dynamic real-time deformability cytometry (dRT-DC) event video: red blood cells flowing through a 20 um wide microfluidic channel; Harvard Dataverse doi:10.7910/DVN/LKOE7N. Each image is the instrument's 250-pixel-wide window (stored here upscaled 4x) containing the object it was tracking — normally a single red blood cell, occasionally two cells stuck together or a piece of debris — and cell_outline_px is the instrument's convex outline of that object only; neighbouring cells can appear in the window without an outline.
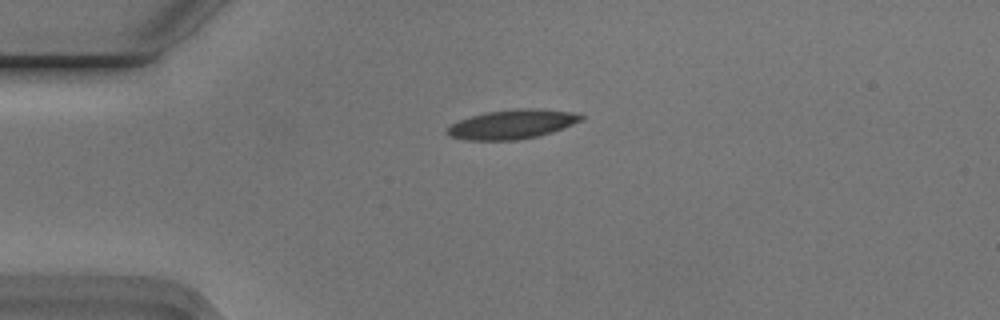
{"species": "Egyptian fruit bat (a non-hibernating species)", "species_latin": "Rousettus aegyptiacus", "temperature_condition": "cold", "stored_images_in_passage": 1, "camera_frame_rate_fps": 3000, "um_per_image_px": 0.085, "animal": {"sex": "male"}, "frame": {"image": 1, "passage_image": 1, "time_ms": 0.0, "image_size_px": [1000, 320], "cell_outline_px": [[584, 120], [552, 132], [540, 136], [516, 140], [468, 140], [452, 136], [444, 132], [452, 124], [460, 120], [484, 112], [512, 108], [540, 108], [568, 112], [584, 116]], "centroid_in_image_um": [43.55, 10.55], "position_along_channel_um": 41.5, "area_um2": 22.83}}